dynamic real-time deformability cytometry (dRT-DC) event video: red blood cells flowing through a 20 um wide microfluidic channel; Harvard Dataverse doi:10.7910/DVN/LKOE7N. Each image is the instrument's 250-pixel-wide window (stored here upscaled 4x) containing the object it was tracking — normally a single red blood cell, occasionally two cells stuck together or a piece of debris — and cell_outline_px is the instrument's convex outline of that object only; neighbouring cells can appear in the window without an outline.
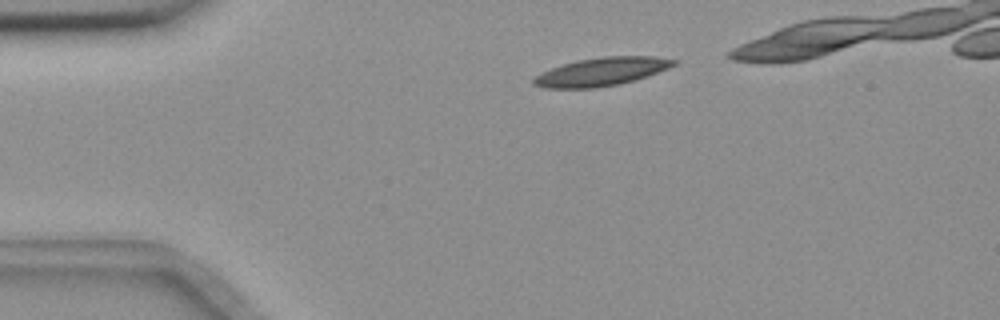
{"species": "common noctule bat (a hibernating species)", "species_latin": "Nyctalus noctula", "temperature_condition": "room temperature", "stored_images_in_passage": 41, "camera_frame_rate_fps": 3000, "um_per_image_px": 0.085, "animal": {"sex": "female", "body_mass_g": 18.4}, "frame": {"image": 1, "passage_image": 4, "time_ms": 1.0, "image_size_px": [1000, 320], "cell_outline_px": [[680, 60], [676, 64], [668, 68], [620, 84], [596, 88], [544, 88], [532, 84], [532, 80], [536, 76], [552, 68], [576, 60], [600, 56], [652, 56]], "centroid_in_image_um": [51.12, 6.09], "position_along_channel_um": 33.9, "area_um2": 22.89}}
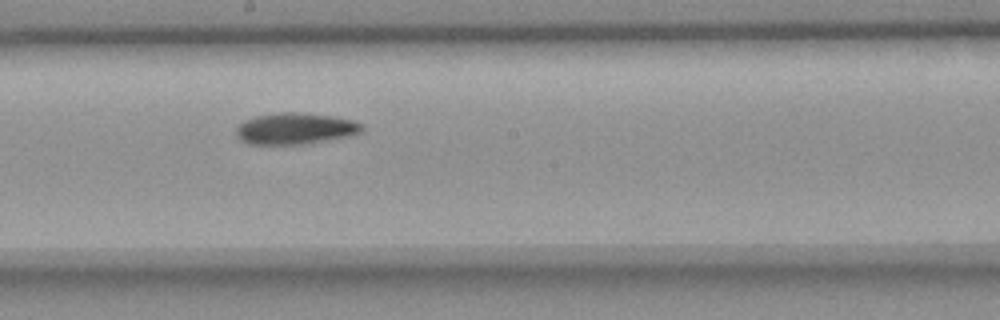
{"frame": {"image": 2, "passage_image": 23, "time_ms": 7.333, "image_size_px": [1000, 320], "cell_outline_px": [[364, 128], [360, 132], [348, 136], [300, 144], [248, 144], [240, 140], [236, 136], [236, 128], [244, 120], [256, 116], [280, 112], [296, 112], [336, 116], [352, 120], [364, 124]], "centroid_in_image_um": [25.08, 10.92], "position_along_channel_um": 223.1, "area_um2": 22.95}}
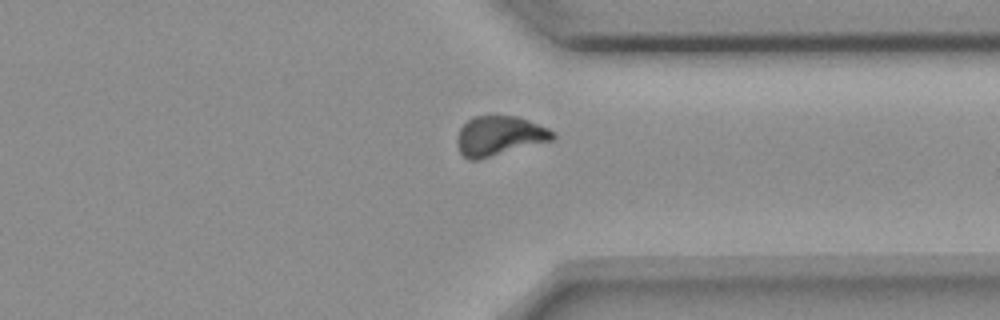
{"frame": {"image": 3, "passage_image": 35, "time_ms": 11.333, "image_size_px": [1000, 320], "cell_outline_px": [[556, 136], [552, 140], [476, 160], [468, 160], [460, 152], [456, 144], [456, 140], [460, 128], [472, 116], [488, 112], [492, 112], [520, 116], [548, 128], [556, 132]], "centroid_in_image_um": [42.43, 11.47], "position_along_channel_um": 369.0, "area_um2": 22.77}, "authors_computed_cell_mechanics": {"area_um2": 22.4842, "velocity_mm_per_s": 3.6613, "shape_relaxation_time_tau1_ms": 8.8192, "shape_relaxation_time_tau2_ms": null, "deformation_change_tau1": 0.1914, "deformation_change_tau2": null}}